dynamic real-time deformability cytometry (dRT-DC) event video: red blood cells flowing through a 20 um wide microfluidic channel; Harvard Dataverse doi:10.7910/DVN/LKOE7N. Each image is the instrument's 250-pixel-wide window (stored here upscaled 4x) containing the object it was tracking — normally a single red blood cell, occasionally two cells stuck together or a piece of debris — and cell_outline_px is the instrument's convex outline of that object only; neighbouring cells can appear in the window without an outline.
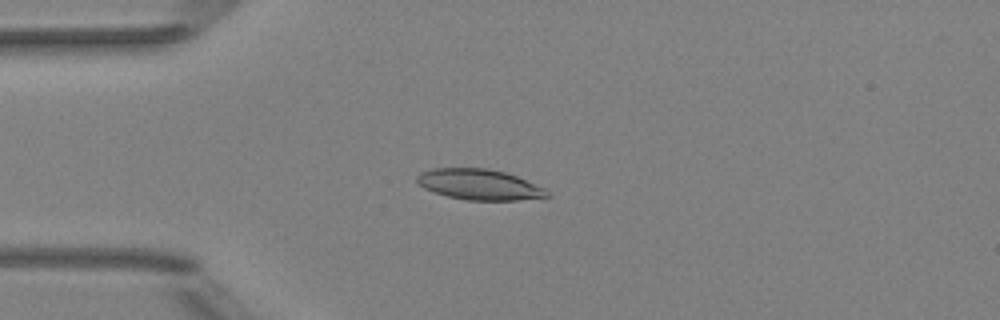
{"species": "Egyptian fruit bat (a non-hibernating species)", "species_latin": "Rousettus aegyptiacus", "temperature_condition": "room temperature", "stored_images_in_passage": 34, "camera_frame_rate_fps": 3000, "um_per_image_px": 0.085, "animal": {"sex": "female"}, "frame": {"image": 1, "passage_image": 1, "time_ms": 0.0, "image_size_px": [1000, 320], "cell_outline_px": [[552, 196], [544, 200], [468, 200], [448, 196], [424, 188], [416, 180], [416, 176], [420, 172], [432, 168], [488, 168], [504, 172], [516, 176], [544, 188]], "centroid_in_image_um": [40.81, 15.7], "position_along_channel_um": 44.2, "area_um2": 23.41}}
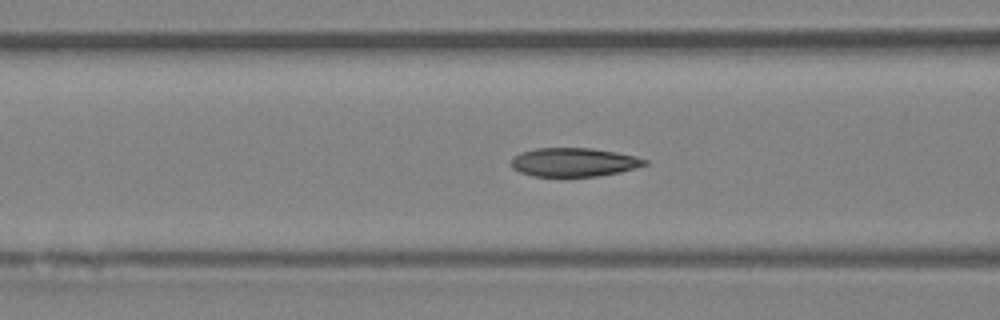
{"frame": {"image": 2, "passage_image": 8, "time_ms": 2.333, "image_size_px": [1000, 320], "cell_outline_px": [[648, 164], [636, 168], [620, 172], [600, 176], [532, 176], [520, 172], [512, 168], [512, 156], [520, 152], [536, 148], [592, 148], [616, 152], [636, 156], [648, 160]], "centroid_in_image_um": [48.79, 13.78], "position_along_channel_um": 117.8, "area_um2": 22.48}}
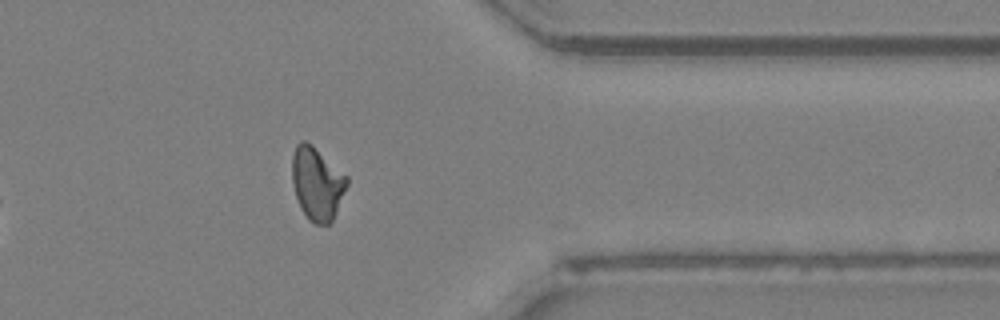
{"frame": {"image": 3, "passage_image": 29, "time_ms": 9.333, "image_size_px": [1000, 320], "cell_outline_px": [[348, 184], [336, 212], [332, 220], [328, 224], [316, 224], [308, 220], [300, 208], [296, 196], [292, 180], [292, 156], [296, 144], [300, 140], [304, 140], [312, 144], [348, 176]], "centroid_in_image_um": [26.94, 15.58], "position_along_channel_um": 384.5, "area_um2": 23.41}, "authors_computed_cell_mechanics": {"area_um2": 22.4264, "velocity_mm_per_s": 3.9983, "shape_relaxation_time_tau1_ms": 6.143, "shape_relaxation_time_tau2_ms": 1.923, "deformation_change_tau1": 0.1723, "deformation_change_tau2": 0.0839}}